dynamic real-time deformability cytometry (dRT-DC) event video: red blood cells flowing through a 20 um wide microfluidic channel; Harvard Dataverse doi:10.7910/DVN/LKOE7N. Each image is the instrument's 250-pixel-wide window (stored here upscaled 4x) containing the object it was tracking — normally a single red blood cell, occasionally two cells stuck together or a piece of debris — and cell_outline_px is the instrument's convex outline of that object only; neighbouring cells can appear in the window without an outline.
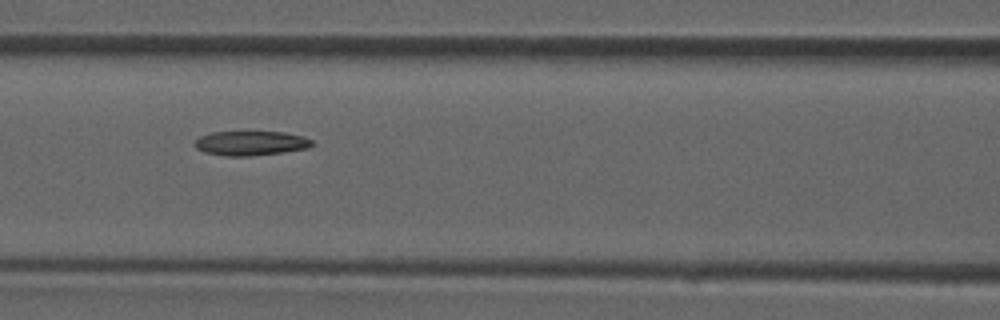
{"species": "common noctule bat (a hibernating species)", "species_latin": "Nyctalus noctula", "temperature_condition": "room temperature", "stored_images_in_passage": 41, "camera_frame_rate_fps": 3000, "um_per_image_px": 0.085, "animal": {"sex": "male", "forearm_length_mm": 52.5}, "frame": {"image": 1, "passage_image": 18, "time_ms": 5.667, "image_size_px": [1000, 320], "cell_outline_px": [[316, 144], [308, 148], [284, 152], [248, 156], [224, 156], [204, 152], [196, 148], [196, 140], [200, 136], [212, 132], [284, 132], [304, 136], [312, 140]], "centroid_in_image_um": [21.36, 12.17], "position_along_channel_um": 145.2, "area_um2": 16.76}}